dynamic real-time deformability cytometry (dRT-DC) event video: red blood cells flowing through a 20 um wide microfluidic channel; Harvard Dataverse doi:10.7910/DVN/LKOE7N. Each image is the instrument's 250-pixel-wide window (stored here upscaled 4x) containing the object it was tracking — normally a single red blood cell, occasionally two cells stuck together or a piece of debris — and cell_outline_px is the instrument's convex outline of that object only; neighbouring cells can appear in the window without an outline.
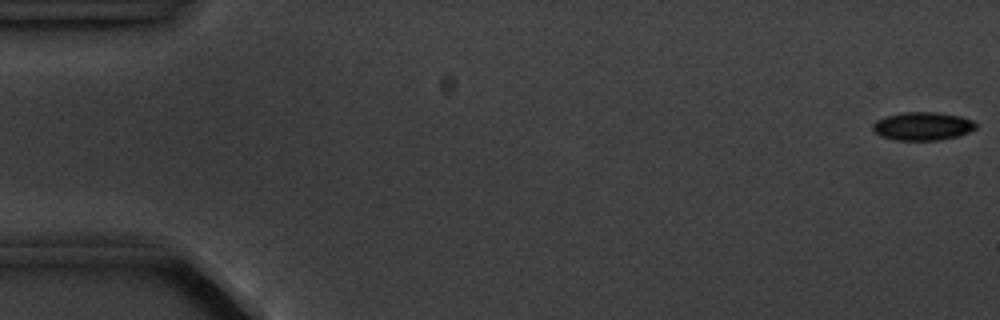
{"species": "common noctule bat (a hibernating species)", "species_latin": "Nyctalus noctula", "temperature_condition": "cold", "stored_images_in_passage": 5, "camera_frame_rate_fps": 3000, "um_per_image_px": 0.085, "animal": {"sex": "male", "body_mass_g": 20.1, "forearm_length_mm": 53.5}, "frame": {"image": 1, "passage_image": 1, "time_ms": 0.0, "image_size_px": [1000, 320], "cell_outline_px": [[976, 128], [968, 132], [956, 136], [940, 140], [896, 140], [880, 136], [872, 128], [872, 124], [876, 120], [888, 116], [904, 112], [936, 112], [960, 116], [972, 120], [976, 124]], "centroid_in_image_um": [78.41, 10.72], "position_along_channel_um": 6.6, "area_um2": 16.82}}
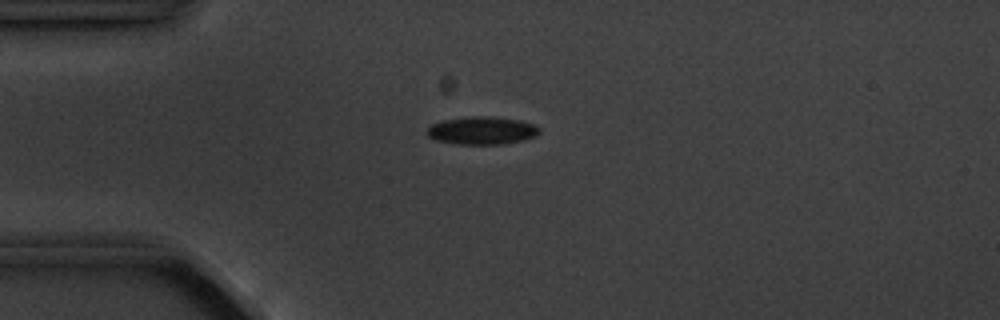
{"frame": {"image": 2, "passage_image": 5, "time_ms": 4.333, "image_size_px": [1000, 320], "cell_outline_px": [[540, 132], [536, 136], [524, 140], [500, 144], [456, 144], [436, 140], [428, 136], [428, 128], [432, 124], [444, 120], [472, 116], [488, 116], [520, 120], [532, 124], [540, 128]], "centroid_in_image_um": [40.99, 11.1], "position_along_channel_um": 44.0, "area_um2": 18.09}}